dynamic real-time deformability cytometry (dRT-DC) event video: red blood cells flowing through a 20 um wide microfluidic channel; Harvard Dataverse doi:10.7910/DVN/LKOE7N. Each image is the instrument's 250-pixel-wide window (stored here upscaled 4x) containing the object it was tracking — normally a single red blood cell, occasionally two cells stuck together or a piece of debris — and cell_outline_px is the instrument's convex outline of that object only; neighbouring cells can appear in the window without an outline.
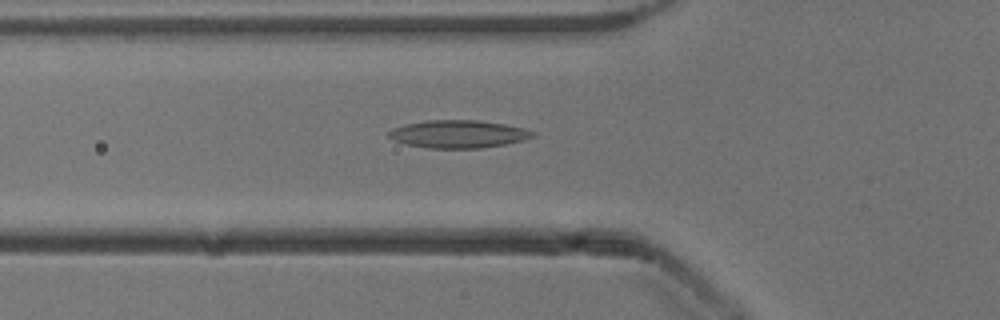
{"species": "common noctule bat (a hibernating species)", "species_latin": "Nyctalus noctula", "temperature_condition": "cold", "stored_images_in_passage": 37, "camera_frame_rate_fps": 3000, "um_per_image_px": 0.085, "animal": {"sex": "male", "body_mass_g": 13.3}, "frame": {"image": 1, "passage_image": 9, "time_ms": 2.667, "image_size_px": [1000, 320], "cell_outline_px": [[536, 136], [524, 140], [504, 144], [480, 148], [428, 148], [408, 144], [396, 140], [388, 136], [388, 132], [392, 128], [404, 124], [428, 120], [480, 120], [504, 124], [524, 128], [536, 132]], "centroid_in_image_um": [38.99, 11.38], "position_along_channel_um": 86.8, "area_um2": 23.24}}
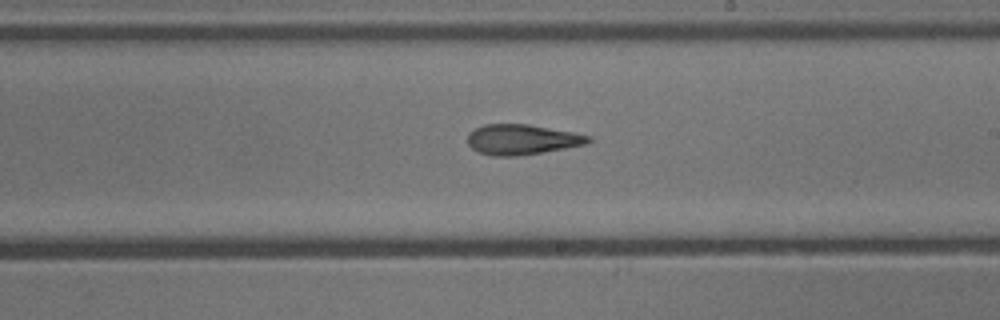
{"frame": {"image": 2, "passage_image": 21, "time_ms": 6.667, "image_size_px": [1000, 320], "cell_outline_px": [[592, 140], [588, 144], [516, 156], [492, 156], [480, 152], [472, 148], [468, 144], [468, 132], [484, 124], [528, 124], [572, 132], [592, 136]], "centroid_in_image_um": [44.36, 11.85], "position_along_channel_um": 244.6, "area_um2": 21.15}}
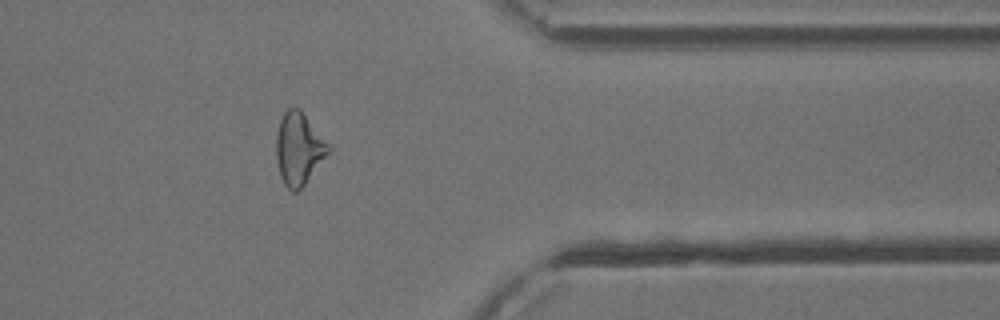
{"frame": {"image": 3, "passage_image": 33, "time_ms": 10.667, "image_size_px": [1000, 320], "cell_outline_px": [[332, 148], [304, 184], [296, 192], [292, 192], [284, 184], [280, 176], [276, 160], [276, 136], [280, 120], [284, 112], [288, 108], [300, 108]], "centroid_in_image_um": [25.38, 12.63], "position_along_channel_um": 386.0, "area_um2": 21.73}}